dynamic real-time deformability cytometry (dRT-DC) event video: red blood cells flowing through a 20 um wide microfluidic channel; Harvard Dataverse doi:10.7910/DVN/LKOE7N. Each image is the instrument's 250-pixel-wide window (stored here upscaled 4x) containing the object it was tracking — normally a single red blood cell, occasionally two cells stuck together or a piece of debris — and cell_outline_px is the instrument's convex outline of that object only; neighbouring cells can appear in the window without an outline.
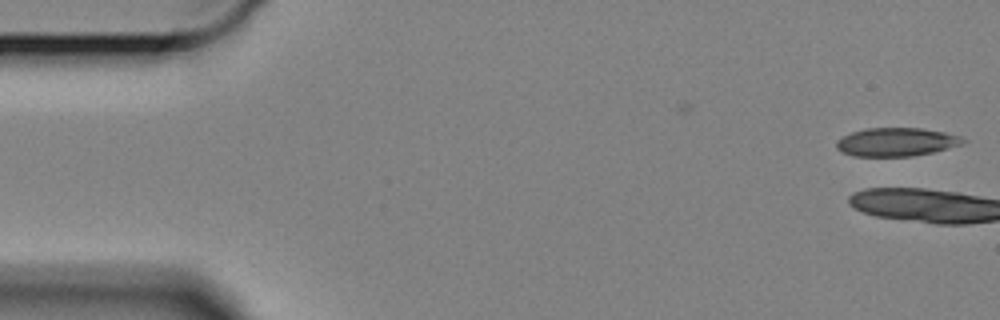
{"species": "Egyptian fruit bat (a non-hibernating species)", "species_latin": "Rousettus aegyptiacus", "temperature_condition": "cold", "stored_images_in_passage": 4, "camera_frame_rate_fps": 3000, "um_per_image_px": 0.085, "animal": {"sex": "female"}, "frame": {"image": 1, "passage_image": 4, "time_ms": 1.0, "image_size_px": [1000, 320], "cell_outline_px": [[968, 140], [964, 144], [932, 152], [912, 156], [852, 156], [840, 152], [836, 148], [836, 140], [852, 132], [864, 128], [920, 128], [944, 132], [960, 136]], "centroid_in_image_um": [76.18, 12.07], "position_along_channel_um": 8.8, "area_um2": 21.1}}